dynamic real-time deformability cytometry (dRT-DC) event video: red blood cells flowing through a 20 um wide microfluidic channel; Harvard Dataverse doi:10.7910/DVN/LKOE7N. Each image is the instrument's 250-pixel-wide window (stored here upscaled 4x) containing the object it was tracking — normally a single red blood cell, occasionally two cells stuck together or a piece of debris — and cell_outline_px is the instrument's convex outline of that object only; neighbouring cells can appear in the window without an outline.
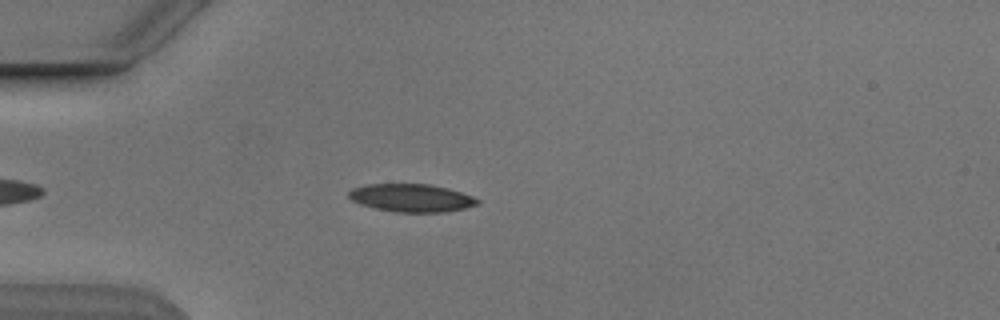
{"species": "Egyptian fruit bat (a non-hibernating species)", "species_latin": "Rousettus aegyptiacus", "temperature_condition": "cold", "stored_images_in_passage": 3, "camera_frame_rate_fps": 3000, "um_per_image_px": 0.085, "animal": {"sex": "male"}, "frame": {"image": 1, "passage_image": 2, "time_ms": 1.333, "image_size_px": [1000, 320], "cell_outline_px": [[480, 204], [464, 208], [444, 212], [396, 212], [376, 208], [360, 204], [352, 200], [348, 196], [348, 192], [352, 188], [368, 184], [428, 184], [448, 188], [472, 196], [480, 200]], "centroid_in_image_um": [34.98, 16.82], "position_along_channel_um": 50.0, "area_um2": 20.87}}